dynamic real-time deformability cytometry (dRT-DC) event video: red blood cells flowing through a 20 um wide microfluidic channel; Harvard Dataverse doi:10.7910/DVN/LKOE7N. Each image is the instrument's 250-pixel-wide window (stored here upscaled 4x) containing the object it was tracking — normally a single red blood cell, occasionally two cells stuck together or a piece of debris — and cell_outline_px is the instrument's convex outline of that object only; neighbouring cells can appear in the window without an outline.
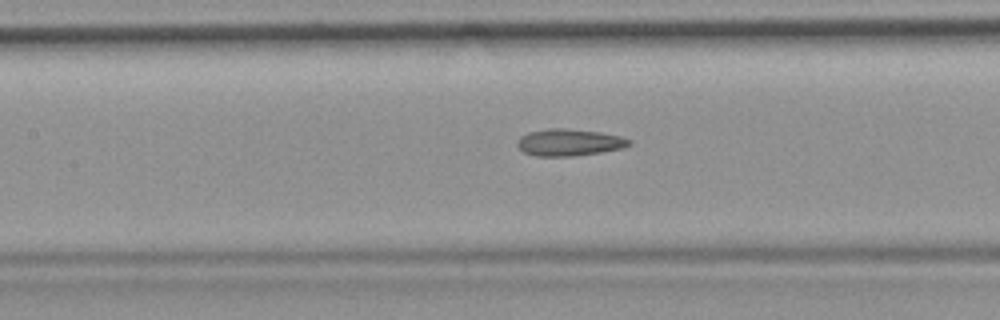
{"species": "common noctule bat (a hibernating species)", "species_latin": "Nyctalus noctula", "temperature_condition": "room temperature", "stored_images_in_passage": 41, "camera_frame_rate_fps": 3000, "um_per_image_px": 0.085, "animal": {"sex": "female", "body_mass_g": 19.9}, "frame": {"image": 1, "passage_image": 12, "time_ms": 3.667, "image_size_px": [1000, 320], "cell_outline_px": [[632, 144], [624, 148], [600, 152], [572, 156], [536, 156], [524, 152], [516, 144], [516, 140], [520, 136], [528, 132], [548, 128], [568, 128], [600, 132], [620, 136], [632, 140]], "centroid_in_image_um": [48.38, 12.09], "position_along_channel_um": 159.0, "area_um2": 17.69}, "authors_computed_cell_mechanics": {"area_um2": 17.34, "velocity_mm_per_s": 3.8108, "shape_relaxation_time_tau1_ms": null, "shape_relaxation_time_tau2_ms": 4.7954, "deformation_change_tau1": null, "deformation_change_tau2": 0.1469}}